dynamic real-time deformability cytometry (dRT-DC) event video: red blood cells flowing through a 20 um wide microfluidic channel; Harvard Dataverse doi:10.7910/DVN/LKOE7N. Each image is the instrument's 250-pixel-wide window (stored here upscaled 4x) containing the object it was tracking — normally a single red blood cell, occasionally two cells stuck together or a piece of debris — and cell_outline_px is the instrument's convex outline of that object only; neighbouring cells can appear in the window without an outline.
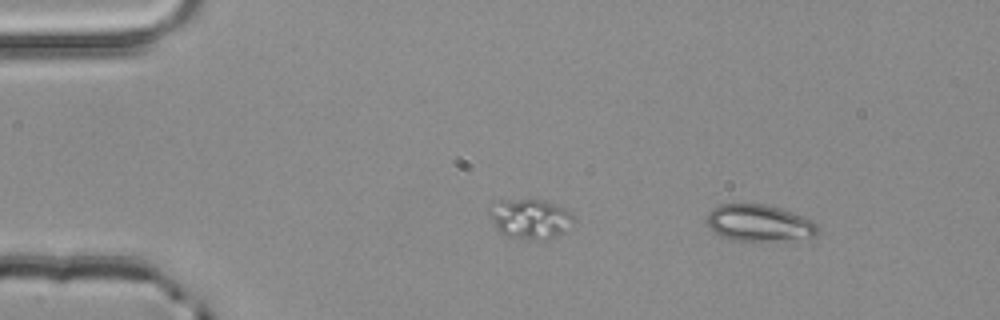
{"species": "common noctule bat (a hibernating species)", "species_latin": "Nyctalus noctula", "temperature_condition": "room temperature", "stored_images_in_passage": 3, "segment_of_instrument_passage": [2, 2], "camera_frame_rate_fps": 3000, "um_per_image_px": 0.085, "animal": {"sex": "male", "body_mass_g": 20.4}, "frame": {"image": 1, "passage_image": 3, "time_ms": 0.667, "image_size_px": [1000, 320], "cell_outline_px": [[820, 232], [816, 236], [764, 240], [732, 240], [720, 236], [712, 232], [708, 224], [708, 212], [712, 208], [720, 204], [764, 204], [780, 208], [804, 216], [812, 220], [820, 228]], "centroid_in_image_um": [64.51, 18.94], "position_along_channel_um": 20.5, "area_um2": 23.47}}